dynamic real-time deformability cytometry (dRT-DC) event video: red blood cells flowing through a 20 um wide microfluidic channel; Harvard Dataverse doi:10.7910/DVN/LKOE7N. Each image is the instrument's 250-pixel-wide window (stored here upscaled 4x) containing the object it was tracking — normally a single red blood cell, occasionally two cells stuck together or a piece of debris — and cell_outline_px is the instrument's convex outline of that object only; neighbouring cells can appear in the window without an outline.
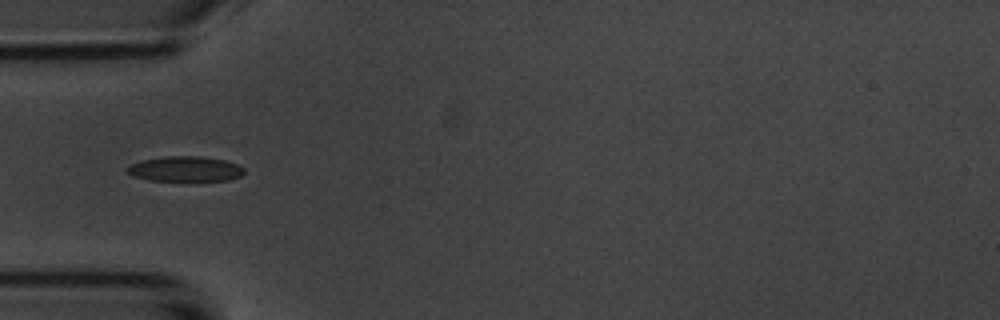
{"species": "common noctule bat (a hibernating species)", "species_latin": "Nyctalus noctula", "temperature_condition": "room temperature", "stored_images_in_passage": 11, "camera_frame_rate_fps": 3000, "um_per_image_px": 0.085, "animal": {"sex": "male", "body_mass_g": 20.1, "forearm_length_mm": 53.5}, "frame": {"image": 1, "passage_image": 4, "time_ms": 1.0, "image_size_px": [1000, 320], "cell_outline_px": [[244, 172], [240, 176], [228, 180], [148, 180], [132, 176], [128, 172], [128, 168], [132, 164], [140, 160], [164, 156], [200, 156], [224, 160], [236, 164], [244, 168]], "centroid_in_image_um": [15.73, 14.35], "position_along_channel_um": 69.3, "area_um2": 16.94}}